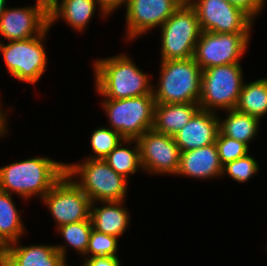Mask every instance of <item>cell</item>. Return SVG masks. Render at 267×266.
Here are the masks:
<instances>
[{
  "mask_svg": "<svg viewBox=\"0 0 267 266\" xmlns=\"http://www.w3.org/2000/svg\"><path fill=\"white\" fill-rule=\"evenodd\" d=\"M66 173V163L33 157L0 167V190L23 200L42 199Z\"/></svg>",
  "mask_w": 267,
  "mask_h": 266,
  "instance_id": "6da1fadb",
  "label": "cell"
},
{
  "mask_svg": "<svg viewBox=\"0 0 267 266\" xmlns=\"http://www.w3.org/2000/svg\"><path fill=\"white\" fill-rule=\"evenodd\" d=\"M95 89L103 99H125L153 95L150 77L138 67L128 54L101 58L93 62ZM150 76V77H149Z\"/></svg>",
  "mask_w": 267,
  "mask_h": 266,
  "instance_id": "7a4b0ae2",
  "label": "cell"
},
{
  "mask_svg": "<svg viewBox=\"0 0 267 266\" xmlns=\"http://www.w3.org/2000/svg\"><path fill=\"white\" fill-rule=\"evenodd\" d=\"M160 63L159 82L153 87L155 103H198L203 70L194 58Z\"/></svg>",
  "mask_w": 267,
  "mask_h": 266,
  "instance_id": "3957f363",
  "label": "cell"
},
{
  "mask_svg": "<svg viewBox=\"0 0 267 266\" xmlns=\"http://www.w3.org/2000/svg\"><path fill=\"white\" fill-rule=\"evenodd\" d=\"M66 174L87 194L91 203L125 201L127 197L128 179L116 173L103 159L85 158L78 164L66 163Z\"/></svg>",
  "mask_w": 267,
  "mask_h": 266,
  "instance_id": "277c9868",
  "label": "cell"
},
{
  "mask_svg": "<svg viewBox=\"0 0 267 266\" xmlns=\"http://www.w3.org/2000/svg\"><path fill=\"white\" fill-rule=\"evenodd\" d=\"M159 28H161V61L193 57L201 28L196 11L187 0L182 2Z\"/></svg>",
  "mask_w": 267,
  "mask_h": 266,
  "instance_id": "5b68a950",
  "label": "cell"
},
{
  "mask_svg": "<svg viewBox=\"0 0 267 266\" xmlns=\"http://www.w3.org/2000/svg\"><path fill=\"white\" fill-rule=\"evenodd\" d=\"M242 74L241 63L204 69L198 102L200 109L215 113L235 109L244 83Z\"/></svg>",
  "mask_w": 267,
  "mask_h": 266,
  "instance_id": "8992f818",
  "label": "cell"
},
{
  "mask_svg": "<svg viewBox=\"0 0 267 266\" xmlns=\"http://www.w3.org/2000/svg\"><path fill=\"white\" fill-rule=\"evenodd\" d=\"M102 101L110 128L117 131L124 139L137 140L153 128L156 104L154 95Z\"/></svg>",
  "mask_w": 267,
  "mask_h": 266,
  "instance_id": "52a82bcc",
  "label": "cell"
},
{
  "mask_svg": "<svg viewBox=\"0 0 267 266\" xmlns=\"http://www.w3.org/2000/svg\"><path fill=\"white\" fill-rule=\"evenodd\" d=\"M49 29L50 27L41 35L27 40L8 41L5 44L0 39V53H2L7 72L12 77L30 84L39 82L48 61L43 41Z\"/></svg>",
  "mask_w": 267,
  "mask_h": 266,
  "instance_id": "ba28073f",
  "label": "cell"
},
{
  "mask_svg": "<svg viewBox=\"0 0 267 266\" xmlns=\"http://www.w3.org/2000/svg\"><path fill=\"white\" fill-rule=\"evenodd\" d=\"M251 33H212L201 31L193 58L199 67L206 68L240 63L247 52Z\"/></svg>",
  "mask_w": 267,
  "mask_h": 266,
  "instance_id": "9c48e42d",
  "label": "cell"
},
{
  "mask_svg": "<svg viewBox=\"0 0 267 266\" xmlns=\"http://www.w3.org/2000/svg\"><path fill=\"white\" fill-rule=\"evenodd\" d=\"M41 200L56 228L90 218L89 197L66 173Z\"/></svg>",
  "mask_w": 267,
  "mask_h": 266,
  "instance_id": "30bf717a",
  "label": "cell"
},
{
  "mask_svg": "<svg viewBox=\"0 0 267 266\" xmlns=\"http://www.w3.org/2000/svg\"><path fill=\"white\" fill-rule=\"evenodd\" d=\"M196 11L201 31L250 33L253 19L226 0H187Z\"/></svg>",
  "mask_w": 267,
  "mask_h": 266,
  "instance_id": "8fae6325",
  "label": "cell"
},
{
  "mask_svg": "<svg viewBox=\"0 0 267 266\" xmlns=\"http://www.w3.org/2000/svg\"><path fill=\"white\" fill-rule=\"evenodd\" d=\"M142 171L147 173L176 175L180 165V149L173 136L153 129L137 139Z\"/></svg>",
  "mask_w": 267,
  "mask_h": 266,
  "instance_id": "7c38bea8",
  "label": "cell"
},
{
  "mask_svg": "<svg viewBox=\"0 0 267 266\" xmlns=\"http://www.w3.org/2000/svg\"><path fill=\"white\" fill-rule=\"evenodd\" d=\"M48 27L49 7L41 1L34 6L7 7L0 17V35L8 41L37 37Z\"/></svg>",
  "mask_w": 267,
  "mask_h": 266,
  "instance_id": "4fadbf2b",
  "label": "cell"
},
{
  "mask_svg": "<svg viewBox=\"0 0 267 266\" xmlns=\"http://www.w3.org/2000/svg\"><path fill=\"white\" fill-rule=\"evenodd\" d=\"M185 0H128L125 39L135 40L163 23Z\"/></svg>",
  "mask_w": 267,
  "mask_h": 266,
  "instance_id": "5bb4252c",
  "label": "cell"
},
{
  "mask_svg": "<svg viewBox=\"0 0 267 266\" xmlns=\"http://www.w3.org/2000/svg\"><path fill=\"white\" fill-rule=\"evenodd\" d=\"M19 241L3 249L1 266H67V246L64 244L23 246Z\"/></svg>",
  "mask_w": 267,
  "mask_h": 266,
  "instance_id": "9a60e30c",
  "label": "cell"
},
{
  "mask_svg": "<svg viewBox=\"0 0 267 266\" xmlns=\"http://www.w3.org/2000/svg\"><path fill=\"white\" fill-rule=\"evenodd\" d=\"M219 132L218 113L199 109L190 121L173 135L180 152L214 144Z\"/></svg>",
  "mask_w": 267,
  "mask_h": 266,
  "instance_id": "2e32d148",
  "label": "cell"
},
{
  "mask_svg": "<svg viewBox=\"0 0 267 266\" xmlns=\"http://www.w3.org/2000/svg\"><path fill=\"white\" fill-rule=\"evenodd\" d=\"M222 171L223 165L215 143L180 153V165L177 172L179 176L193 179L221 178Z\"/></svg>",
  "mask_w": 267,
  "mask_h": 266,
  "instance_id": "e0dca14e",
  "label": "cell"
},
{
  "mask_svg": "<svg viewBox=\"0 0 267 266\" xmlns=\"http://www.w3.org/2000/svg\"><path fill=\"white\" fill-rule=\"evenodd\" d=\"M101 203L102 207L94 206ZM123 201L92 202L90 205V218L93 229L98 232L116 236L124 234L130 223V215Z\"/></svg>",
  "mask_w": 267,
  "mask_h": 266,
  "instance_id": "ac0fdd59",
  "label": "cell"
},
{
  "mask_svg": "<svg viewBox=\"0 0 267 266\" xmlns=\"http://www.w3.org/2000/svg\"><path fill=\"white\" fill-rule=\"evenodd\" d=\"M99 5L96 0H56L49 6V27L63 19L75 31L82 32Z\"/></svg>",
  "mask_w": 267,
  "mask_h": 266,
  "instance_id": "d6986e66",
  "label": "cell"
},
{
  "mask_svg": "<svg viewBox=\"0 0 267 266\" xmlns=\"http://www.w3.org/2000/svg\"><path fill=\"white\" fill-rule=\"evenodd\" d=\"M200 109L199 103L155 104L153 130L173 136Z\"/></svg>",
  "mask_w": 267,
  "mask_h": 266,
  "instance_id": "ffe728a7",
  "label": "cell"
},
{
  "mask_svg": "<svg viewBox=\"0 0 267 266\" xmlns=\"http://www.w3.org/2000/svg\"><path fill=\"white\" fill-rule=\"evenodd\" d=\"M225 112L228 114L224 120L219 117V131L224 136L243 142L248 146L260 130V119L235 109Z\"/></svg>",
  "mask_w": 267,
  "mask_h": 266,
  "instance_id": "44dd1931",
  "label": "cell"
},
{
  "mask_svg": "<svg viewBox=\"0 0 267 266\" xmlns=\"http://www.w3.org/2000/svg\"><path fill=\"white\" fill-rule=\"evenodd\" d=\"M11 194L0 190V243L6 247L21 239L25 226Z\"/></svg>",
  "mask_w": 267,
  "mask_h": 266,
  "instance_id": "7402d4cb",
  "label": "cell"
},
{
  "mask_svg": "<svg viewBox=\"0 0 267 266\" xmlns=\"http://www.w3.org/2000/svg\"><path fill=\"white\" fill-rule=\"evenodd\" d=\"M133 143L132 147L130 143ZM127 144V145H126ZM127 146V147H126ZM128 147H131L130 149ZM116 173L130 178L131 174H135L142 168L140 160V149L136 139H123L104 159Z\"/></svg>",
  "mask_w": 267,
  "mask_h": 266,
  "instance_id": "603a6c76",
  "label": "cell"
},
{
  "mask_svg": "<svg viewBox=\"0 0 267 266\" xmlns=\"http://www.w3.org/2000/svg\"><path fill=\"white\" fill-rule=\"evenodd\" d=\"M235 110L259 119L267 114V77L243 83Z\"/></svg>",
  "mask_w": 267,
  "mask_h": 266,
  "instance_id": "cb8c5ba5",
  "label": "cell"
},
{
  "mask_svg": "<svg viewBox=\"0 0 267 266\" xmlns=\"http://www.w3.org/2000/svg\"><path fill=\"white\" fill-rule=\"evenodd\" d=\"M93 229L91 218L84 221L70 223L57 228L65 242L79 254L85 255L88 247L90 233Z\"/></svg>",
  "mask_w": 267,
  "mask_h": 266,
  "instance_id": "d4e9b609",
  "label": "cell"
},
{
  "mask_svg": "<svg viewBox=\"0 0 267 266\" xmlns=\"http://www.w3.org/2000/svg\"><path fill=\"white\" fill-rule=\"evenodd\" d=\"M124 138L111 128L101 126L91 133L90 145L95 153L90 159H104Z\"/></svg>",
  "mask_w": 267,
  "mask_h": 266,
  "instance_id": "484cf974",
  "label": "cell"
},
{
  "mask_svg": "<svg viewBox=\"0 0 267 266\" xmlns=\"http://www.w3.org/2000/svg\"><path fill=\"white\" fill-rule=\"evenodd\" d=\"M117 250L118 238L116 236L92 229L84 258L117 256Z\"/></svg>",
  "mask_w": 267,
  "mask_h": 266,
  "instance_id": "4316f807",
  "label": "cell"
},
{
  "mask_svg": "<svg viewBox=\"0 0 267 266\" xmlns=\"http://www.w3.org/2000/svg\"><path fill=\"white\" fill-rule=\"evenodd\" d=\"M259 171V163L249 153L223 165L222 176L227 174L233 180L245 183Z\"/></svg>",
  "mask_w": 267,
  "mask_h": 266,
  "instance_id": "83f0119b",
  "label": "cell"
},
{
  "mask_svg": "<svg viewBox=\"0 0 267 266\" xmlns=\"http://www.w3.org/2000/svg\"><path fill=\"white\" fill-rule=\"evenodd\" d=\"M215 145L222 165L242 158L249 153V146L243 142L224 136L220 131L216 137Z\"/></svg>",
  "mask_w": 267,
  "mask_h": 266,
  "instance_id": "f1b7e54d",
  "label": "cell"
},
{
  "mask_svg": "<svg viewBox=\"0 0 267 266\" xmlns=\"http://www.w3.org/2000/svg\"><path fill=\"white\" fill-rule=\"evenodd\" d=\"M230 4L238 7L247 13L252 19L260 14L264 5H266V0H226Z\"/></svg>",
  "mask_w": 267,
  "mask_h": 266,
  "instance_id": "f546056e",
  "label": "cell"
},
{
  "mask_svg": "<svg viewBox=\"0 0 267 266\" xmlns=\"http://www.w3.org/2000/svg\"><path fill=\"white\" fill-rule=\"evenodd\" d=\"M81 266H121L117 256L84 258Z\"/></svg>",
  "mask_w": 267,
  "mask_h": 266,
  "instance_id": "4dcf8cb0",
  "label": "cell"
},
{
  "mask_svg": "<svg viewBox=\"0 0 267 266\" xmlns=\"http://www.w3.org/2000/svg\"><path fill=\"white\" fill-rule=\"evenodd\" d=\"M99 5V13L105 18L121 6H126L128 0H96Z\"/></svg>",
  "mask_w": 267,
  "mask_h": 266,
  "instance_id": "1f68e13d",
  "label": "cell"
},
{
  "mask_svg": "<svg viewBox=\"0 0 267 266\" xmlns=\"http://www.w3.org/2000/svg\"><path fill=\"white\" fill-rule=\"evenodd\" d=\"M4 109H1L0 106V138L1 136H5V134H7V113H4L3 111Z\"/></svg>",
  "mask_w": 267,
  "mask_h": 266,
  "instance_id": "d6a6232c",
  "label": "cell"
},
{
  "mask_svg": "<svg viewBox=\"0 0 267 266\" xmlns=\"http://www.w3.org/2000/svg\"><path fill=\"white\" fill-rule=\"evenodd\" d=\"M7 0H0V17L7 8L6 4Z\"/></svg>",
  "mask_w": 267,
  "mask_h": 266,
  "instance_id": "836d02e7",
  "label": "cell"
},
{
  "mask_svg": "<svg viewBox=\"0 0 267 266\" xmlns=\"http://www.w3.org/2000/svg\"><path fill=\"white\" fill-rule=\"evenodd\" d=\"M37 1H41L49 7L56 0H37Z\"/></svg>",
  "mask_w": 267,
  "mask_h": 266,
  "instance_id": "e575fe53",
  "label": "cell"
},
{
  "mask_svg": "<svg viewBox=\"0 0 267 266\" xmlns=\"http://www.w3.org/2000/svg\"><path fill=\"white\" fill-rule=\"evenodd\" d=\"M4 248L5 247L0 243V253H2V251H3Z\"/></svg>",
  "mask_w": 267,
  "mask_h": 266,
  "instance_id": "d590c367",
  "label": "cell"
}]
</instances>
